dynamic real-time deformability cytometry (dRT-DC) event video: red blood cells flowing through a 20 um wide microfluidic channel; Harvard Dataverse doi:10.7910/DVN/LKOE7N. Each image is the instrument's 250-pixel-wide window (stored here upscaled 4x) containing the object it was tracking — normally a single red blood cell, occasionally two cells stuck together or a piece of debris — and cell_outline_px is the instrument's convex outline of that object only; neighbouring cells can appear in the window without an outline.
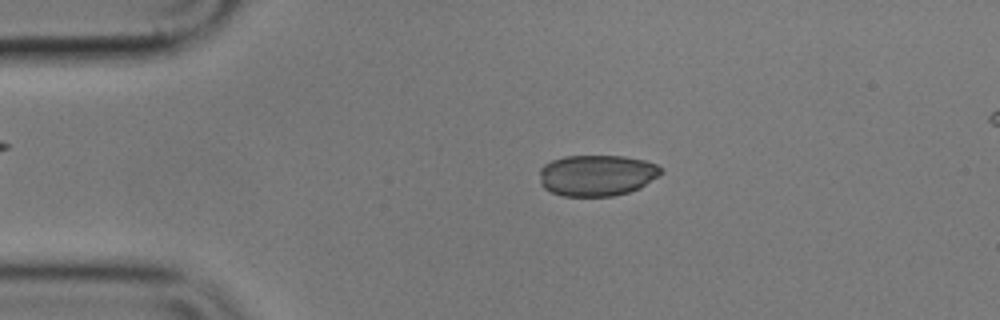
{"species": "common noctule bat (a hibernating species)", "species_latin": "Nyctalus noctula", "temperature_condition": "cold", "stored_images_in_passage": 54, "camera_frame_rate_fps": 3000, "um_per_image_px": 0.085, "animal": {"sex": "male", "body_mass_g": 17.9}, "frame": {"image": 1, "passage_image": 10, "time_ms": 3.0, "image_size_px": [1000, 320], "cell_outline_px": [[664, 172], [640, 188], [628, 192], [612, 196], [564, 196], [552, 192], [544, 188], [540, 184], [540, 168], [544, 164], [552, 160], [564, 156], [624, 156], [644, 160], [656, 164], [664, 168]], "centroid_in_image_um": [50.74, 14.9], "position_along_channel_um": 34.3, "area_um2": 29.3}}
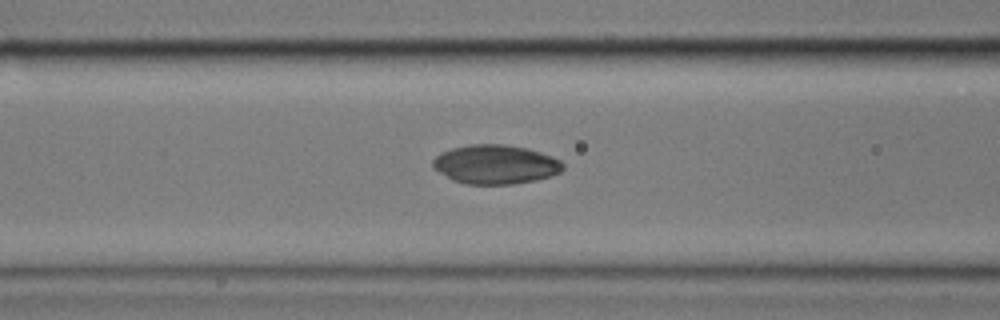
{"frame": {"image": 2, "passage_image": 20, "time_ms": 6.333, "image_size_px": [1000, 320], "cell_outline_px": [[564, 168], [560, 172], [552, 176], [536, 180], [512, 184], [464, 184], [452, 180], [432, 168], [432, 160], [440, 152], [452, 148], [468, 144], [504, 144], [528, 148], [552, 156], [560, 160], [564, 164]], "centroid_in_image_um": [42.1, 13.97], "position_along_channel_um": 124.5, "area_um2": 30.0}}
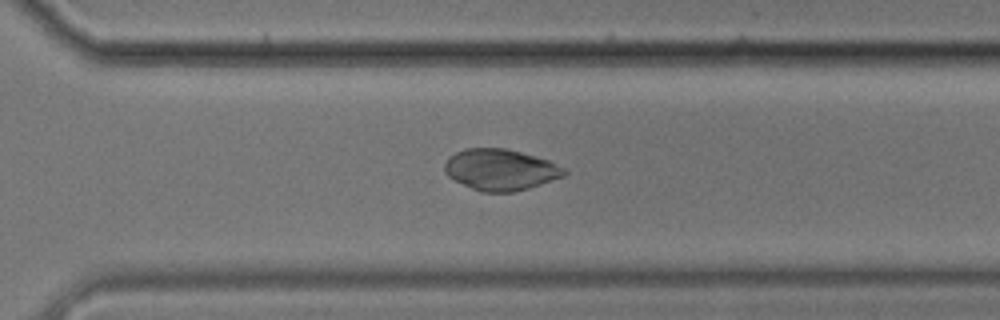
{"frame": {"image": 3, "passage_image": 37, "time_ms": 12.0, "image_size_px": [1000, 320], "cell_outline_px": [[568, 172], [564, 176], [528, 188], [512, 192], [484, 192], [472, 188], [452, 180], [448, 176], [444, 168], [444, 164], [448, 156], [464, 148], [508, 148], [548, 160], [564, 168]], "centroid_in_image_um": [42.51, 14.41], "position_along_channel_um": 328.1, "area_um2": 28.73}, "authors_computed_cell_mechanics": {"area_um2": 29.2757, "velocity_mm_per_s": 3.5964, "shape_relaxation_time_tau1_ms": 6.4958, "shape_relaxation_time_tau2_ms": 5.8441, "deformation_change_tau1": 0.0663, "deformation_change_tau2": 0.0533}}